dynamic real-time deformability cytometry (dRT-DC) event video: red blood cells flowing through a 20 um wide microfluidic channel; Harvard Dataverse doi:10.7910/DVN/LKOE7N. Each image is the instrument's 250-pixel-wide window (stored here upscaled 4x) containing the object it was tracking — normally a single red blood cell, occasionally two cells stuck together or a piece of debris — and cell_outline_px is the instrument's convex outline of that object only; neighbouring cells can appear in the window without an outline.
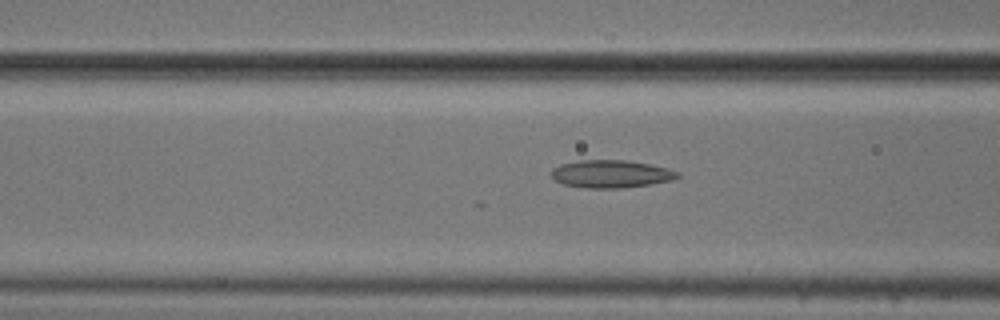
{"species": "common noctule bat (a hibernating species)", "species_latin": "Nyctalus noctula", "temperature_condition": "cold", "stored_images_in_passage": 49, "camera_frame_rate_fps": 3000, "um_per_image_px": 0.085, "animal": {"sex": "male", "body_mass_g": 20.5, "forearm_length_mm": 52.5}, "frame": {"image": 1, "passage_image": 16, "time_ms": 5.0, "image_size_px": [1000, 320], "cell_outline_px": [[680, 176], [672, 180], [648, 184], [620, 188], [588, 188], [564, 184], [552, 180], [552, 168], [560, 164], [580, 160], [624, 160], [648, 164], [668, 168], [680, 172]], "centroid_in_image_um": [51.91, 14.78], "position_along_channel_um": 114.7, "area_um2": 20.29}}
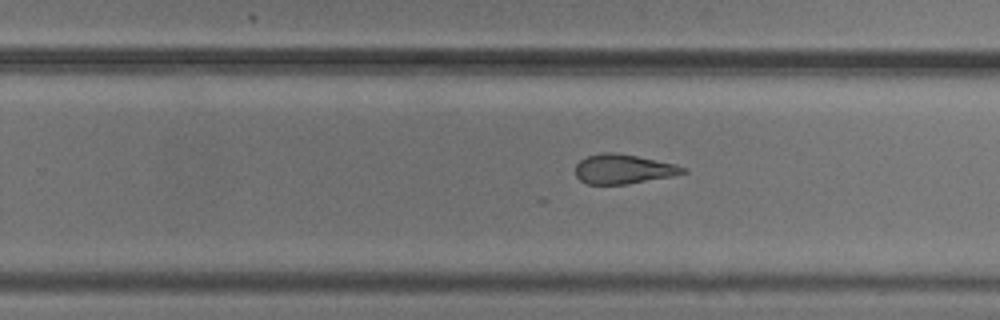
{"frame": {"image": 2, "passage_image": 29, "time_ms": 9.333, "image_size_px": [1000, 320], "cell_outline_px": [[688, 172], [672, 176], [628, 184], [588, 184], [580, 180], [576, 176], [576, 164], [580, 160], [588, 156], [600, 152], [616, 152], [676, 164], [684, 168]], "centroid_in_image_um": [52.97, 14.37], "position_along_channel_um": 276.8, "area_um2": 18.44}}
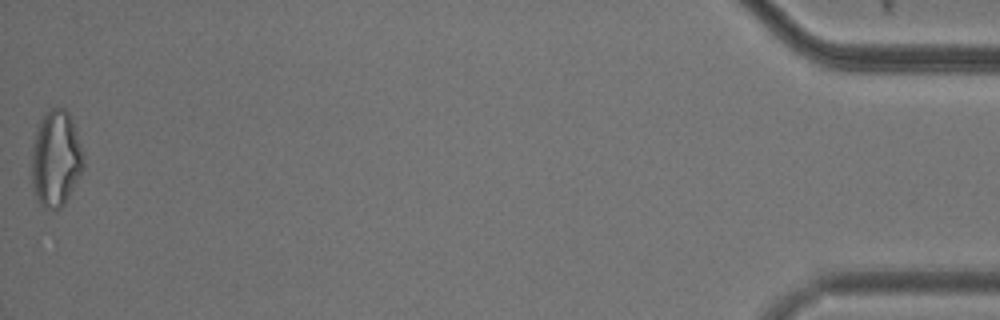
{"frame": {"image": 3, "passage_image": 49, "time_ms": 16.0, "image_size_px": [1000, 320], "cell_outline_px": [[84, 168], [64, 204], [56, 212], [44, 208], [36, 200], [32, 188], [32, 144], [36, 128], [40, 120], [48, 108], [64, 108], [68, 112], [76, 132], [80, 144], [84, 160]], "centroid_in_image_um": [4.72, 13.52], "position_along_channel_um": 430.5, "area_um2": 29.3}}